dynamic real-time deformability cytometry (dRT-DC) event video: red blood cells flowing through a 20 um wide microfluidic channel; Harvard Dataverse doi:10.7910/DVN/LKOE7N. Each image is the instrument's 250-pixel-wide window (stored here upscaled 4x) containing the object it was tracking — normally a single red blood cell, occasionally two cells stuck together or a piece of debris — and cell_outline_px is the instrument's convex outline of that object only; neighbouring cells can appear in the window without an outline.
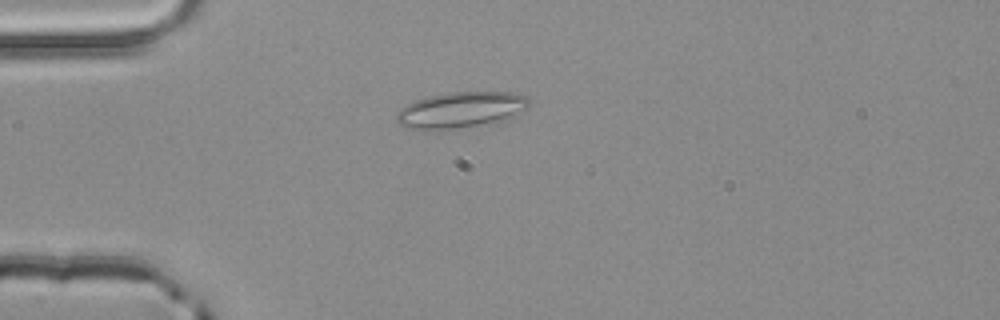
{"species": "common noctule bat (a hibernating species)", "species_latin": "Nyctalus noctula", "temperature_condition": "room temperature", "stored_images_in_passage": 3, "camera_frame_rate_fps": 3000, "um_per_image_px": 0.085, "animal": {"sex": "male", "body_mass_g": 20.4}, "frame": {"image": 1, "passage_image": 3, "time_ms": 0.667, "image_size_px": [1000, 320], "cell_outline_px": [[528, 104], [524, 108], [512, 116], [480, 124], [432, 132], [424, 132], [404, 128], [396, 120], [396, 112], [400, 108], [416, 100], [448, 92], [512, 92], [524, 96], [528, 100]], "centroid_in_image_um": [39.01, 9.37], "position_along_channel_um": 46.0, "area_um2": 27.57}}